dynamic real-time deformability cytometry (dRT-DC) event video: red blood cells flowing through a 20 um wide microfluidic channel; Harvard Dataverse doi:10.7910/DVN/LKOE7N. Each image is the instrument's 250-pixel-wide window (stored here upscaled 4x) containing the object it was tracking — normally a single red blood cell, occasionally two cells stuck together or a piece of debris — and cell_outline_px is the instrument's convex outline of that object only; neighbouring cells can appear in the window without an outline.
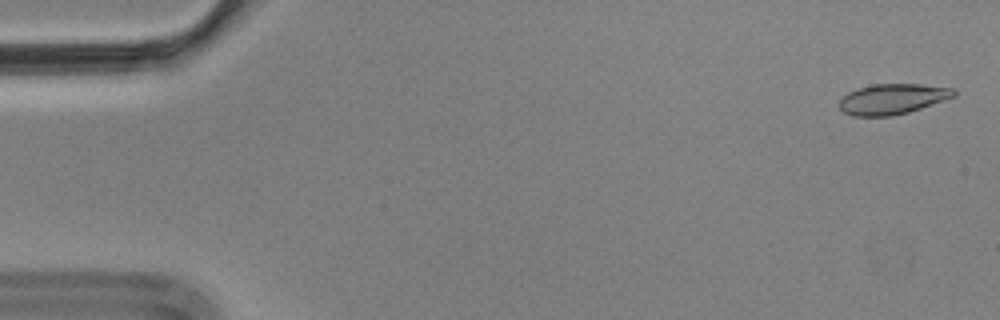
{"species": "Egyptian fruit bat (a non-hibernating species)", "species_latin": "Rousettus aegyptiacus", "temperature_condition": "cold", "stored_images_in_passage": 5, "camera_frame_rate_fps": 3000, "um_per_image_px": 0.085, "animal": {"sex": "male"}, "frame": {"image": 1, "passage_image": 1, "time_ms": 0.0, "image_size_px": [1000, 320], "cell_outline_px": [[956, 96], [908, 112], [892, 116], [852, 116], [844, 112], [840, 108], [840, 100], [848, 92], [872, 84], [920, 84], [952, 88], [956, 92]], "centroid_in_image_um": [75.86, 8.41], "position_along_channel_um": 9.1, "area_um2": 20.11}}
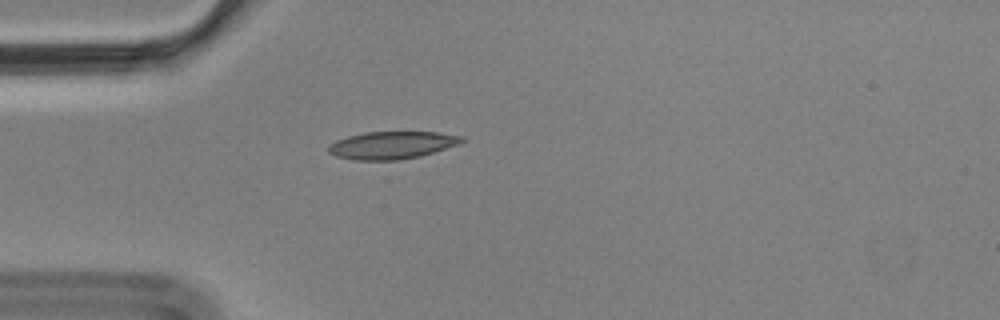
{"frame": {"image": 2, "passage_image": 5, "time_ms": 1.333, "image_size_px": [1000, 320], "cell_outline_px": [[464, 140], [460, 144], [420, 156], [400, 160], [352, 160], [336, 156], [328, 152], [328, 148], [336, 140], [348, 136], [364, 132], [436, 132], [464, 136]], "centroid_in_image_um": [33.33, 12.34], "position_along_channel_um": 51.7, "area_um2": 21.39}}